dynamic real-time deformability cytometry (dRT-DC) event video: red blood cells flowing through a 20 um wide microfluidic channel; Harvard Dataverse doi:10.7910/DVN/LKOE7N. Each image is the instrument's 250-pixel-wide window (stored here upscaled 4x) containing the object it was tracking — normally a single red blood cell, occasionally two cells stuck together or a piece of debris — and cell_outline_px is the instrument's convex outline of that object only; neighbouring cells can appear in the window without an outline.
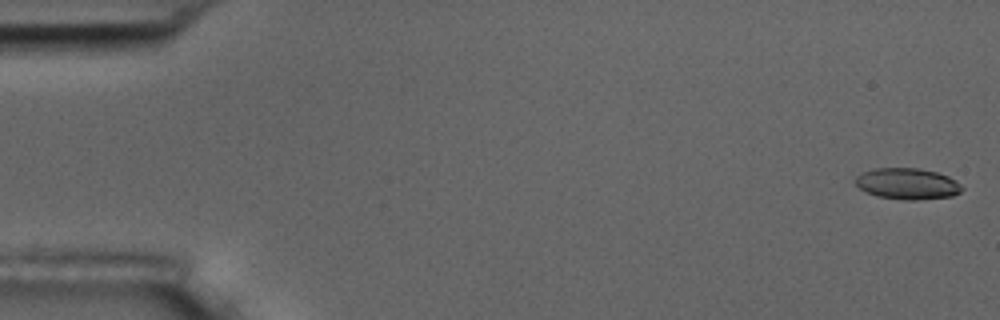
{"species": "common noctule bat (a hibernating species)", "species_latin": "Nyctalus noctula", "temperature_condition": "room temperature", "stored_images_in_passage": 11, "camera_frame_rate_fps": 3000, "um_per_image_px": 0.085, "animal": {"sex": "male", "body_mass_g": 17.5, "forearm_length_mm": 52.3}, "frame": {"image": 1, "passage_image": 1, "time_ms": 0.0, "image_size_px": [1000, 320], "cell_outline_px": [[964, 188], [960, 192], [952, 196], [916, 200], [904, 200], [876, 196], [860, 188], [856, 184], [856, 176], [860, 172], [876, 168], [916, 168], [936, 172], [948, 176], [956, 180]], "centroid_in_image_um": [77.13, 15.62], "position_along_channel_um": 7.9, "area_um2": 19.36}}
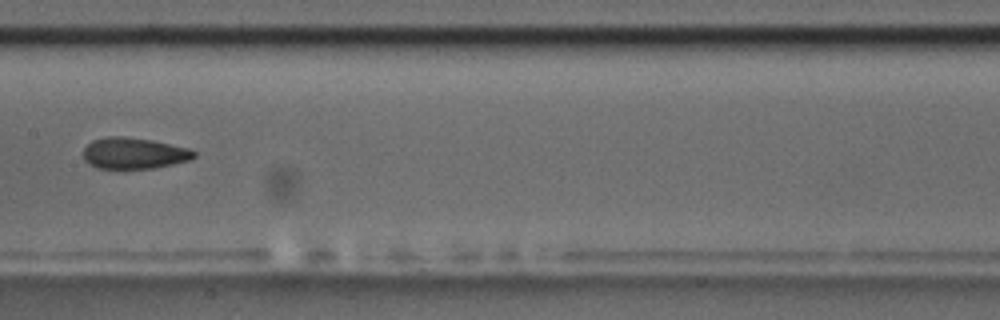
{"frame": {"image": 2, "passage_image": 8, "time_ms": 9.0, "image_size_px": [1000, 320], "cell_outline_px": [[196, 156], [192, 160], [156, 168], [96, 168], [88, 164], [84, 160], [84, 148], [92, 140], [108, 136], [120, 136], [148, 140], [188, 148], [196, 152]], "centroid_in_image_um": [11.38, 13.04], "position_along_channel_um": 196.0, "area_um2": 20.06}}
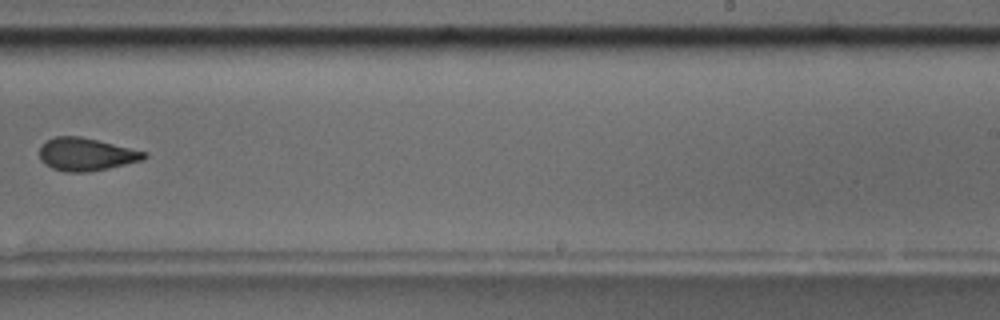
{"frame": {"image": 3, "passage_image": 10, "time_ms": 11.333, "image_size_px": [1000, 320], "cell_outline_px": [[148, 156], [144, 160], [108, 168], [88, 172], [64, 172], [52, 168], [44, 164], [40, 160], [40, 148], [48, 140], [56, 136], [80, 136], [144, 152]], "centroid_in_image_um": [7.29, 13.13], "position_along_channel_um": 281.7, "area_um2": 19.71}}